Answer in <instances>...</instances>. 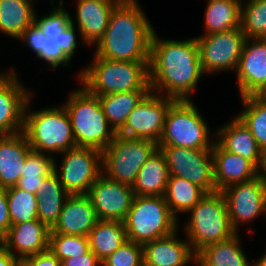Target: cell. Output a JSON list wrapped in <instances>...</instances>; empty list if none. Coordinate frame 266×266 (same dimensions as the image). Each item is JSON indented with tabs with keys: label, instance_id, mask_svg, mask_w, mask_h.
Returning <instances> with one entry per match:
<instances>
[{
	"label": "cell",
	"instance_id": "1",
	"mask_svg": "<svg viewBox=\"0 0 266 266\" xmlns=\"http://www.w3.org/2000/svg\"><path fill=\"white\" fill-rule=\"evenodd\" d=\"M204 73L196 37L186 40L151 38L149 84L152 92L175 100H190Z\"/></svg>",
	"mask_w": 266,
	"mask_h": 266
},
{
	"label": "cell",
	"instance_id": "2",
	"mask_svg": "<svg viewBox=\"0 0 266 266\" xmlns=\"http://www.w3.org/2000/svg\"><path fill=\"white\" fill-rule=\"evenodd\" d=\"M144 13L137 0H121L113 8L94 55L112 61L150 62L155 29Z\"/></svg>",
	"mask_w": 266,
	"mask_h": 266
},
{
	"label": "cell",
	"instance_id": "3",
	"mask_svg": "<svg viewBox=\"0 0 266 266\" xmlns=\"http://www.w3.org/2000/svg\"><path fill=\"white\" fill-rule=\"evenodd\" d=\"M149 63L112 61L94 55L92 63L78 74L81 85L92 95L117 92L151 91Z\"/></svg>",
	"mask_w": 266,
	"mask_h": 266
},
{
	"label": "cell",
	"instance_id": "4",
	"mask_svg": "<svg viewBox=\"0 0 266 266\" xmlns=\"http://www.w3.org/2000/svg\"><path fill=\"white\" fill-rule=\"evenodd\" d=\"M63 106L69 115L77 147L103 151L117 135L106 119L99 97L84 87L71 91Z\"/></svg>",
	"mask_w": 266,
	"mask_h": 266
},
{
	"label": "cell",
	"instance_id": "5",
	"mask_svg": "<svg viewBox=\"0 0 266 266\" xmlns=\"http://www.w3.org/2000/svg\"><path fill=\"white\" fill-rule=\"evenodd\" d=\"M25 108L23 133L33 151L52 156L76 147L69 115L64 106L29 111Z\"/></svg>",
	"mask_w": 266,
	"mask_h": 266
},
{
	"label": "cell",
	"instance_id": "6",
	"mask_svg": "<svg viewBox=\"0 0 266 266\" xmlns=\"http://www.w3.org/2000/svg\"><path fill=\"white\" fill-rule=\"evenodd\" d=\"M184 234L197 253L206 245L227 240L237 234L231 225L226 199L221 191L206 193L188 212Z\"/></svg>",
	"mask_w": 266,
	"mask_h": 266
},
{
	"label": "cell",
	"instance_id": "7",
	"mask_svg": "<svg viewBox=\"0 0 266 266\" xmlns=\"http://www.w3.org/2000/svg\"><path fill=\"white\" fill-rule=\"evenodd\" d=\"M127 240L144 244L166 237L179 228L164 196H134L125 218Z\"/></svg>",
	"mask_w": 266,
	"mask_h": 266
},
{
	"label": "cell",
	"instance_id": "8",
	"mask_svg": "<svg viewBox=\"0 0 266 266\" xmlns=\"http://www.w3.org/2000/svg\"><path fill=\"white\" fill-rule=\"evenodd\" d=\"M193 102L192 99L175 100L170 105L158 146L212 149L214 140H209L212 138L206 119Z\"/></svg>",
	"mask_w": 266,
	"mask_h": 266
},
{
	"label": "cell",
	"instance_id": "9",
	"mask_svg": "<svg viewBox=\"0 0 266 266\" xmlns=\"http://www.w3.org/2000/svg\"><path fill=\"white\" fill-rule=\"evenodd\" d=\"M158 149L151 140L116 135L102 151V173L128 186H133L137 174L148 158Z\"/></svg>",
	"mask_w": 266,
	"mask_h": 266
},
{
	"label": "cell",
	"instance_id": "10",
	"mask_svg": "<svg viewBox=\"0 0 266 266\" xmlns=\"http://www.w3.org/2000/svg\"><path fill=\"white\" fill-rule=\"evenodd\" d=\"M58 169L54 161V173L69 195H85L102 174V151L90 147H74L61 153Z\"/></svg>",
	"mask_w": 266,
	"mask_h": 266
},
{
	"label": "cell",
	"instance_id": "11",
	"mask_svg": "<svg viewBox=\"0 0 266 266\" xmlns=\"http://www.w3.org/2000/svg\"><path fill=\"white\" fill-rule=\"evenodd\" d=\"M165 155L170 176L199 186L205 193L216 192L212 149L158 146Z\"/></svg>",
	"mask_w": 266,
	"mask_h": 266
},
{
	"label": "cell",
	"instance_id": "12",
	"mask_svg": "<svg viewBox=\"0 0 266 266\" xmlns=\"http://www.w3.org/2000/svg\"><path fill=\"white\" fill-rule=\"evenodd\" d=\"M204 75L236 71L246 39L241 28L196 36Z\"/></svg>",
	"mask_w": 266,
	"mask_h": 266
},
{
	"label": "cell",
	"instance_id": "13",
	"mask_svg": "<svg viewBox=\"0 0 266 266\" xmlns=\"http://www.w3.org/2000/svg\"><path fill=\"white\" fill-rule=\"evenodd\" d=\"M175 99L150 91L128 115L123 128L117 133L127 138L151 140L158 144L165 117Z\"/></svg>",
	"mask_w": 266,
	"mask_h": 266
},
{
	"label": "cell",
	"instance_id": "14",
	"mask_svg": "<svg viewBox=\"0 0 266 266\" xmlns=\"http://www.w3.org/2000/svg\"><path fill=\"white\" fill-rule=\"evenodd\" d=\"M221 192L226 199L228 214L233 229L249 224L256 218L266 216V183L260 177L225 187Z\"/></svg>",
	"mask_w": 266,
	"mask_h": 266
},
{
	"label": "cell",
	"instance_id": "15",
	"mask_svg": "<svg viewBox=\"0 0 266 266\" xmlns=\"http://www.w3.org/2000/svg\"><path fill=\"white\" fill-rule=\"evenodd\" d=\"M86 195L90 198L98 220L118 221L125 220L135 196L131 186L115 182L103 173Z\"/></svg>",
	"mask_w": 266,
	"mask_h": 266
},
{
	"label": "cell",
	"instance_id": "16",
	"mask_svg": "<svg viewBox=\"0 0 266 266\" xmlns=\"http://www.w3.org/2000/svg\"><path fill=\"white\" fill-rule=\"evenodd\" d=\"M17 76L10 68L0 78V135L23 131L25 108L33 94Z\"/></svg>",
	"mask_w": 266,
	"mask_h": 266
},
{
	"label": "cell",
	"instance_id": "17",
	"mask_svg": "<svg viewBox=\"0 0 266 266\" xmlns=\"http://www.w3.org/2000/svg\"><path fill=\"white\" fill-rule=\"evenodd\" d=\"M239 96L253 95L266 81V38H246L236 69Z\"/></svg>",
	"mask_w": 266,
	"mask_h": 266
},
{
	"label": "cell",
	"instance_id": "18",
	"mask_svg": "<svg viewBox=\"0 0 266 266\" xmlns=\"http://www.w3.org/2000/svg\"><path fill=\"white\" fill-rule=\"evenodd\" d=\"M121 0H76V22L71 17L80 38L86 45L94 46L104 35L113 8Z\"/></svg>",
	"mask_w": 266,
	"mask_h": 266
},
{
	"label": "cell",
	"instance_id": "19",
	"mask_svg": "<svg viewBox=\"0 0 266 266\" xmlns=\"http://www.w3.org/2000/svg\"><path fill=\"white\" fill-rule=\"evenodd\" d=\"M177 232L142 245L144 266H186L196 262L189 241L178 239Z\"/></svg>",
	"mask_w": 266,
	"mask_h": 266
},
{
	"label": "cell",
	"instance_id": "20",
	"mask_svg": "<svg viewBox=\"0 0 266 266\" xmlns=\"http://www.w3.org/2000/svg\"><path fill=\"white\" fill-rule=\"evenodd\" d=\"M98 221L95 209L86 194L69 195L50 232L88 236Z\"/></svg>",
	"mask_w": 266,
	"mask_h": 266
},
{
	"label": "cell",
	"instance_id": "21",
	"mask_svg": "<svg viewBox=\"0 0 266 266\" xmlns=\"http://www.w3.org/2000/svg\"><path fill=\"white\" fill-rule=\"evenodd\" d=\"M50 231L38 219L11 225L6 233V249L21 260L44 252L49 248Z\"/></svg>",
	"mask_w": 266,
	"mask_h": 266
},
{
	"label": "cell",
	"instance_id": "22",
	"mask_svg": "<svg viewBox=\"0 0 266 266\" xmlns=\"http://www.w3.org/2000/svg\"><path fill=\"white\" fill-rule=\"evenodd\" d=\"M214 180L217 191L259 176V169L249 160L228 152L216 141L212 147Z\"/></svg>",
	"mask_w": 266,
	"mask_h": 266
},
{
	"label": "cell",
	"instance_id": "23",
	"mask_svg": "<svg viewBox=\"0 0 266 266\" xmlns=\"http://www.w3.org/2000/svg\"><path fill=\"white\" fill-rule=\"evenodd\" d=\"M31 150L23 132L0 135V188L16 186Z\"/></svg>",
	"mask_w": 266,
	"mask_h": 266
},
{
	"label": "cell",
	"instance_id": "24",
	"mask_svg": "<svg viewBox=\"0 0 266 266\" xmlns=\"http://www.w3.org/2000/svg\"><path fill=\"white\" fill-rule=\"evenodd\" d=\"M215 141L230 153L251 161L258 169L262 164L263 151L250 130L235 116L230 122L218 128Z\"/></svg>",
	"mask_w": 266,
	"mask_h": 266
},
{
	"label": "cell",
	"instance_id": "25",
	"mask_svg": "<svg viewBox=\"0 0 266 266\" xmlns=\"http://www.w3.org/2000/svg\"><path fill=\"white\" fill-rule=\"evenodd\" d=\"M167 161L158 148L145 162L132 186L135 196H164L169 179Z\"/></svg>",
	"mask_w": 266,
	"mask_h": 266
},
{
	"label": "cell",
	"instance_id": "26",
	"mask_svg": "<svg viewBox=\"0 0 266 266\" xmlns=\"http://www.w3.org/2000/svg\"><path fill=\"white\" fill-rule=\"evenodd\" d=\"M239 234L231 238L206 245L196 253L198 266H252L241 248Z\"/></svg>",
	"mask_w": 266,
	"mask_h": 266
},
{
	"label": "cell",
	"instance_id": "27",
	"mask_svg": "<svg viewBox=\"0 0 266 266\" xmlns=\"http://www.w3.org/2000/svg\"><path fill=\"white\" fill-rule=\"evenodd\" d=\"M36 195L38 197L37 219L51 229L57 222L69 194L53 172L42 181Z\"/></svg>",
	"mask_w": 266,
	"mask_h": 266
},
{
	"label": "cell",
	"instance_id": "28",
	"mask_svg": "<svg viewBox=\"0 0 266 266\" xmlns=\"http://www.w3.org/2000/svg\"><path fill=\"white\" fill-rule=\"evenodd\" d=\"M90 250L102 262L127 241L123 221L99 220L88 234Z\"/></svg>",
	"mask_w": 266,
	"mask_h": 266
},
{
	"label": "cell",
	"instance_id": "29",
	"mask_svg": "<svg viewBox=\"0 0 266 266\" xmlns=\"http://www.w3.org/2000/svg\"><path fill=\"white\" fill-rule=\"evenodd\" d=\"M241 4L242 0H208L202 35L241 28Z\"/></svg>",
	"mask_w": 266,
	"mask_h": 266
},
{
	"label": "cell",
	"instance_id": "30",
	"mask_svg": "<svg viewBox=\"0 0 266 266\" xmlns=\"http://www.w3.org/2000/svg\"><path fill=\"white\" fill-rule=\"evenodd\" d=\"M33 0H0V31L19 39L34 22Z\"/></svg>",
	"mask_w": 266,
	"mask_h": 266
},
{
	"label": "cell",
	"instance_id": "31",
	"mask_svg": "<svg viewBox=\"0 0 266 266\" xmlns=\"http://www.w3.org/2000/svg\"><path fill=\"white\" fill-rule=\"evenodd\" d=\"M150 91H128L98 96L109 125L118 133L128 115Z\"/></svg>",
	"mask_w": 266,
	"mask_h": 266
},
{
	"label": "cell",
	"instance_id": "32",
	"mask_svg": "<svg viewBox=\"0 0 266 266\" xmlns=\"http://www.w3.org/2000/svg\"><path fill=\"white\" fill-rule=\"evenodd\" d=\"M206 193L197 185L176 176H169L164 198L172 214L188 213Z\"/></svg>",
	"mask_w": 266,
	"mask_h": 266
},
{
	"label": "cell",
	"instance_id": "33",
	"mask_svg": "<svg viewBox=\"0 0 266 266\" xmlns=\"http://www.w3.org/2000/svg\"><path fill=\"white\" fill-rule=\"evenodd\" d=\"M242 110L237 117L250 130L259 148L266 150V101L253 95L241 97Z\"/></svg>",
	"mask_w": 266,
	"mask_h": 266
},
{
	"label": "cell",
	"instance_id": "34",
	"mask_svg": "<svg viewBox=\"0 0 266 266\" xmlns=\"http://www.w3.org/2000/svg\"><path fill=\"white\" fill-rule=\"evenodd\" d=\"M11 225L37 219V200L34 193L20 188L6 189Z\"/></svg>",
	"mask_w": 266,
	"mask_h": 266
},
{
	"label": "cell",
	"instance_id": "35",
	"mask_svg": "<svg viewBox=\"0 0 266 266\" xmlns=\"http://www.w3.org/2000/svg\"><path fill=\"white\" fill-rule=\"evenodd\" d=\"M241 4V30L246 38H266V0Z\"/></svg>",
	"mask_w": 266,
	"mask_h": 266
},
{
	"label": "cell",
	"instance_id": "36",
	"mask_svg": "<svg viewBox=\"0 0 266 266\" xmlns=\"http://www.w3.org/2000/svg\"><path fill=\"white\" fill-rule=\"evenodd\" d=\"M60 261L67 258H76L90 250L87 236L65 235L50 232L49 248Z\"/></svg>",
	"mask_w": 266,
	"mask_h": 266
},
{
	"label": "cell",
	"instance_id": "37",
	"mask_svg": "<svg viewBox=\"0 0 266 266\" xmlns=\"http://www.w3.org/2000/svg\"><path fill=\"white\" fill-rule=\"evenodd\" d=\"M64 0H60L58 6H54L51 12L42 17H34V22L43 30L47 38H55L56 35L61 34L71 24V13L65 10L63 6Z\"/></svg>",
	"mask_w": 266,
	"mask_h": 266
},
{
	"label": "cell",
	"instance_id": "38",
	"mask_svg": "<svg viewBox=\"0 0 266 266\" xmlns=\"http://www.w3.org/2000/svg\"><path fill=\"white\" fill-rule=\"evenodd\" d=\"M101 263L102 266H144L143 246L127 240Z\"/></svg>",
	"mask_w": 266,
	"mask_h": 266
},
{
	"label": "cell",
	"instance_id": "39",
	"mask_svg": "<svg viewBox=\"0 0 266 266\" xmlns=\"http://www.w3.org/2000/svg\"><path fill=\"white\" fill-rule=\"evenodd\" d=\"M55 156L31 150L22 168V176L48 177L54 172Z\"/></svg>",
	"mask_w": 266,
	"mask_h": 266
},
{
	"label": "cell",
	"instance_id": "40",
	"mask_svg": "<svg viewBox=\"0 0 266 266\" xmlns=\"http://www.w3.org/2000/svg\"><path fill=\"white\" fill-rule=\"evenodd\" d=\"M38 57L47 62L52 69L68 66L71 61L59 47L58 35L55 38H44L43 51Z\"/></svg>",
	"mask_w": 266,
	"mask_h": 266
},
{
	"label": "cell",
	"instance_id": "41",
	"mask_svg": "<svg viewBox=\"0 0 266 266\" xmlns=\"http://www.w3.org/2000/svg\"><path fill=\"white\" fill-rule=\"evenodd\" d=\"M44 38L47 37L44 35L43 30L33 22L18 40L25 42L27 47L29 46L32 51H35L37 57L43 51Z\"/></svg>",
	"mask_w": 266,
	"mask_h": 266
},
{
	"label": "cell",
	"instance_id": "42",
	"mask_svg": "<svg viewBox=\"0 0 266 266\" xmlns=\"http://www.w3.org/2000/svg\"><path fill=\"white\" fill-rule=\"evenodd\" d=\"M76 31V26L70 24L61 34H58L59 47L70 60H72L78 46Z\"/></svg>",
	"mask_w": 266,
	"mask_h": 266
},
{
	"label": "cell",
	"instance_id": "43",
	"mask_svg": "<svg viewBox=\"0 0 266 266\" xmlns=\"http://www.w3.org/2000/svg\"><path fill=\"white\" fill-rule=\"evenodd\" d=\"M29 266H61V261L48 249L23 259Z\"/></svg>",
	"mask_w": 266,
	"mask_h": 266
},
{
	"label": "cell",
	"instance_id": "44",
	"mask_svg": "<svg viewBox=\"0 0 266 266\" xmlns=\"http://www.w3.org/2000/svg\"><path fill=\"white\" fill-rule=\"evenodd\" d=\"M61 266H102L97 256L89 250L80 257L67 258L61 261Z\"/></svg>",
	"mask_w": 266,
	"mask_h": 266
},
{
	"label": "cell",
	"instance_id": "45",
	"mask_svg": "<svg viewBox=\"0 0 266 266\" xmlns=\"http://www.w3.org/2000/svg\"><path fill=\"white\" fill-rule=\"evenodd\" d=\"M10 226L7 191L6 189L0 188V229L7 233Z\"/></svg>",
	"mask_w": 266,
	"mask_h": 266
},
{
	"label": "cell",
	"instance_id": "46",
	"mask_svg": "<svg viewBox=\"0 0 266 266\" xmlns=\"http://www.w3.org/2000/svg\"><path fill=\"white\" fill-rule=\"evenodd\" d=\"M45 178L44 176H21L16 187L36 194L37 189Z\"/></svg>",
	"mask_w": 266,
	"mask_h": 266
},
{
	"label": "cell",
	"instance_id": "47",
	"mask_svg": "<svg viewBox=\"0 0 266 266\" xmlns=\"http://www.w3.org/2000/svg\"><path fill=\"white\" fill-rule=\"evenodd\" d=\"M20 260L6 248L0 251V266H17Z\"/></svg>",
	"mask_w": 266,
	"mask_h": 266
},
{
	"label": "cell",
	"instance_id": "48",
	"mask_svg": "<svg viewBox=\"0 0 266 266\" xmlns=\"http://www.w3.org/2000/svg\"><path fill=\"white\" fill-rule=\"evenodd\" d=\"M259 176L265 181L266 183V150L263 151V156H262V164L259 169Z\"/></svg>",
	"mask_w": 266,
	"mask_h": 266
},
{
	"label": "cell",
	"instance_id": "49",
	"mask_svg": "<svg viewBox=\"0 0 266 266\" xmlns=\"http://www.w3.org/2000/svg\"><path fill=\"white\" fill-rule=\"evenodd\" d=\"M258 99L266 101V81L264 84L253 94Z\"/></svg>",
	"mask_w": 266,
	"mask_h": 266
},
{
	"label": "cell",
	"instance_id": "50",
	"mask_svg": "<svg viewBox=\"0 0 266 266\" xmlns=\"http://www.w3.org/2000/svg\"><path fill=\"white\" fill-rule=\"evenodd\" d=\"M6 248V233L0 229V251Z\"/></svg>",
	"mask_w": 266,
	"mask_h": 266
},
{
	"label": "cell",
	"instance_id": "51",
	"mask_svg": "<svg viewBox=\"0 0 266 266\" xmlns=\"http://www.w3.org/2000/svg\"><path fill=\"white\" fill-rule=\"evenodd\" d=\"M252 266H266V253L257 259V261H254Z\"/></svg>",
	"mask_w": 266,
	"mask_h": 266
},
{
	"label": "cell",
	"instance_id": "52",
	"mask_svg": "<svg viewBox=\"0 0 266 266\" xmlns=\"http://www.w3.org/2000/svg\"><path fill=\"white\" fill-rule=\"evenodd\" d=\"M17 266H29L24 260H20Z\"/></svg>",
	"mask_w": 266,
	"mask_h": 266
},
{
	"label": "cell",
	"instance_id": "53",
	"mask_svg": "<svg viewBox=\"0 0 266 266\" xmlns=\"http://www.w3.org/2000/svg\"><path fill=\"white\" fill-rule=\"evenodd\" d=\"M6 72H0V78L5 74Z\"/></svg>",
	"mask_w": 266,
	"mask_h": 266
}]
</instances>
